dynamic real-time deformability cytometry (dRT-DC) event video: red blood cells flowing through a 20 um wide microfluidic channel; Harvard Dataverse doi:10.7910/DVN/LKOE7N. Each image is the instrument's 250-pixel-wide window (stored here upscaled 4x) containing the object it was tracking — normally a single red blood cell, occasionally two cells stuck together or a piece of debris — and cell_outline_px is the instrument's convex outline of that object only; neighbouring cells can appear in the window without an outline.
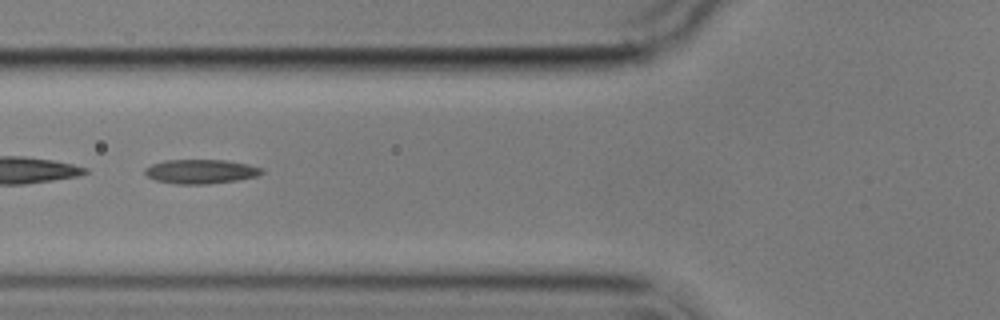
{"species": "common noctule bat (a hibernating species)", "species_latin": "Nyctalus noctula", "temperature_condition": "cold", "stored_images_in_passage": 7, "segment_of_instrument_passage": [2, 2], "camera_frame_rate_fps": 3000, "um_per_image_px": 0.085, "animal": {"sex": "male", "body_mass_g": 17.9}, "frame": {"image": 1, "passage_image": 6, "time_ms": 6.0, "image_size_px": [1000, 320], "cell_outline_px": [[264, 172], [256, 176], [236, 180], [208, 184], [176, 184], [156, 180], [148, 176], [144, 172], [144, 168], [152, 164], [164, 160], [224, 160], [248, 164], [264, 168]], "centroid_in_image_um": [17.06, 14.57], "position_along_channel_um": 108.7, "area_um2": 16.47}}